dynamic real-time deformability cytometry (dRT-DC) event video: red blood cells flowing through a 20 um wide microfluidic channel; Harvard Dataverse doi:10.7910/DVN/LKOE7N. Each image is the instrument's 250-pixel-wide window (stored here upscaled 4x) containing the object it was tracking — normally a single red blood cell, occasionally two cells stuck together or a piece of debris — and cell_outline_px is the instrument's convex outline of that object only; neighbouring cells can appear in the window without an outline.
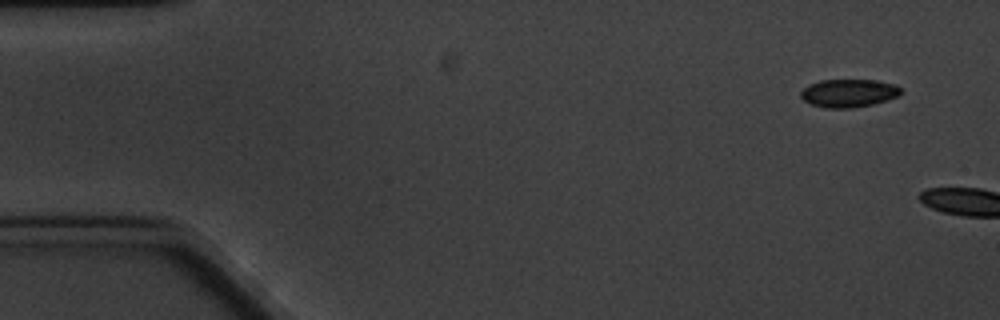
{"species": "common noctule bat (a hibernating species)", "species_latin": "Nyctalus noctula", "temperature_condition": "cold", "stored_images_in_passage": 2, "camera_frame_rate_fps": 3000, "um_per_image_px": 0.085, "animal": {"sex": "male", "body_mass_g": 20.1, "forearm_length_mm": 53.5}, "frame": {"image": 1, "passage_image": 1, "time_ms": 0.0, "image_size_px": [1000, 320], "cell_outline_px": [[900, 96], [888, 100], [872, 104], [852, 108], [824, 108], [812, 104], [804, 100], [800, 96], [800, 92], [808, 84], [820, 80], [876, 80], [896, 84], [900, 88]], "centroid_in_image_um": [72.14, 7.91], "position_along_channel_um": 12.9, "area_um2": 16.47}}